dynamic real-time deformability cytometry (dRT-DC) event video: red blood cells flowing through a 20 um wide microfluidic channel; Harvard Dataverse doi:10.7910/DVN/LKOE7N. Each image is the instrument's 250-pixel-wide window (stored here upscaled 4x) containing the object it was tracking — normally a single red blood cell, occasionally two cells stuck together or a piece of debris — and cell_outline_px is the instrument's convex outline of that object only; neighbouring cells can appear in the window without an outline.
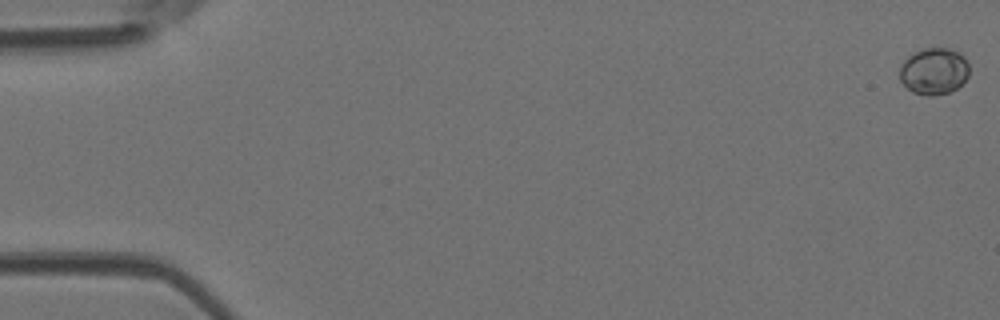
{"species": "Egyptian fruit bat (a non-hibernating species)", "species_latin": "Rousettus aegyptiacus", "temperature_condition": "room temperature", "stored_images_in_passage": 5, "camera_frame_rate_fps": 3000, "um_per_image_px": 0.085, "animal": {"sex": "female"}, "frame": {"image": 1, "passage_image": 1, "time_ms": 0.0, "image_size_px": [1000, 320], "cell_outline_px": [[968, 76], [956, 88], [948, 92], [932, 96], [924, 96], [912, 92], [900, 80], [900, 64], [912, 52], [924, 48], [948, 48], [960, 52], [964, 56], [968, 64]], "centroid_in_image_um": [79.36, 6.04], "position_along_channel_um": 5.6, "area_um2": 19.02}}
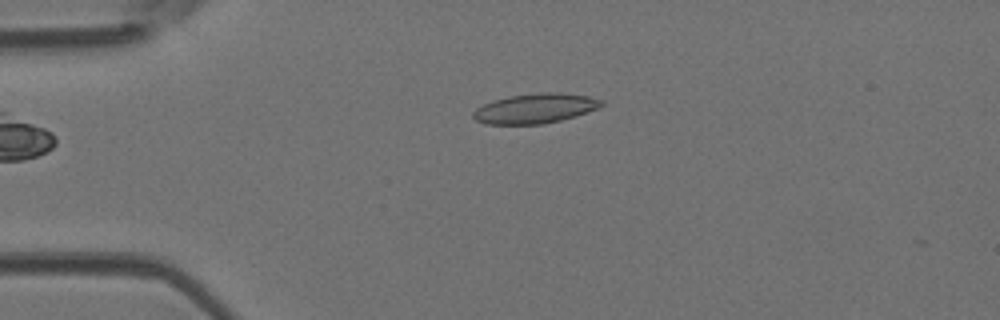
{"frame": {"image": 2, "passage_image": 5, "time_ms": 1.333, "image_size_px": [1000, 320], "cell_outline_px": [[604, 104], [600, 108], [576, 116], [544, 124], [484, 124], [476, 120], [472, 116], [472, 112], [476, 108], [492, 100], [508, 96], [540, 92], [560, 92], [588, 96], [604, 100]], "centroid_in_image_um": [45.51, 9.21], "position_along_channel_um": 39.5, "area_um2": 22.54}}